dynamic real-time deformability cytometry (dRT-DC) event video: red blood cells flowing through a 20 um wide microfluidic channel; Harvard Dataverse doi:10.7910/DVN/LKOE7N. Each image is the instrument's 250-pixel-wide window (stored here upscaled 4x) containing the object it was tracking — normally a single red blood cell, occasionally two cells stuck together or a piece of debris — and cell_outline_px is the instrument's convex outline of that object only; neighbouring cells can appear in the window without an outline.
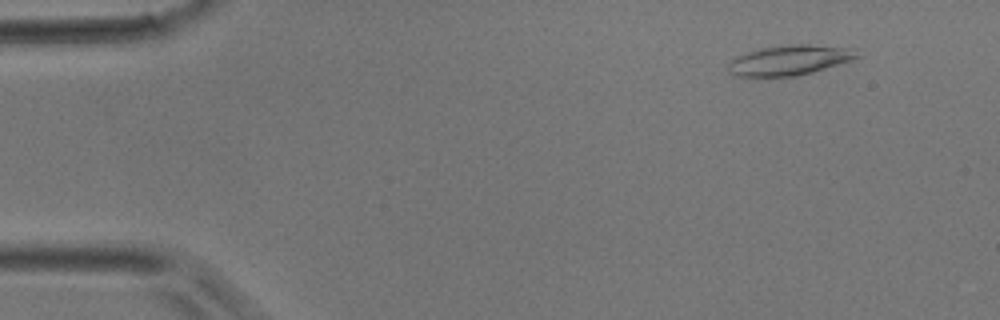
{"species": "common noctule bat (a hibernating species)", "species_latin": "Nyctalus noctula", "temperature_condition": "room temperature", "stored_images_in_passage": 33, "camera_frame_rate_fps": 3000, "um_per_image_px": 0.085, "animal": {"sex": "male", "body_mass_g": 17.9}, "frame": {"image": 1, "passage_image": 1, "time_ms": 0.0, "image_size_px": [1000, 320], "cell_outline_px": [[860, 56], [852, 60], [812, 72], [796, 76], [732, 76], [728, 72], [728, 64], [736, 56], [760, 48], [792, 44], [808, 44], [840, 48]], "centroid_in_image_um": [66.97, 5.13], "position_along_channel_um": 18.0, "area_um2": 21.91}}
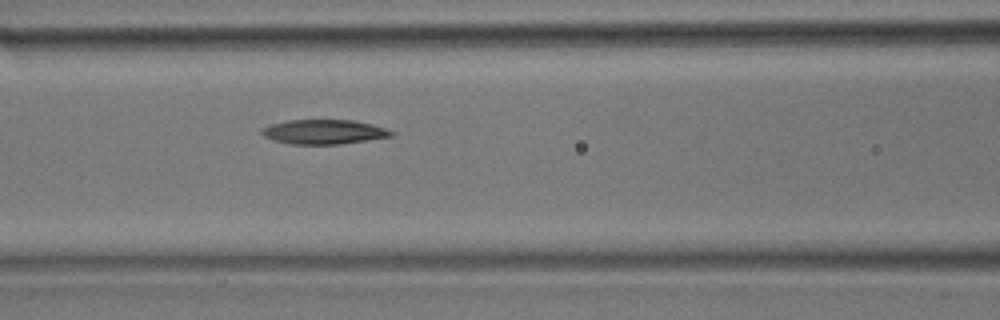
{"frame": {"image": 2, "passage_image": 14, "time_ms": 4.333, "image_size_px": [1000, 320], "cell_outline_px": [[396, 132], [392, 136], [368, 140], [340, 144], [288, 144], [272, 140], [264, 136], [260, 132], [264, 128], [272, 124], [288, 120], [352, 120], [372, 124]], "centroid_in_image_um": [27.54, 11.21], "position_along_channel_um": 139.1, "area_um2": 18.44}}
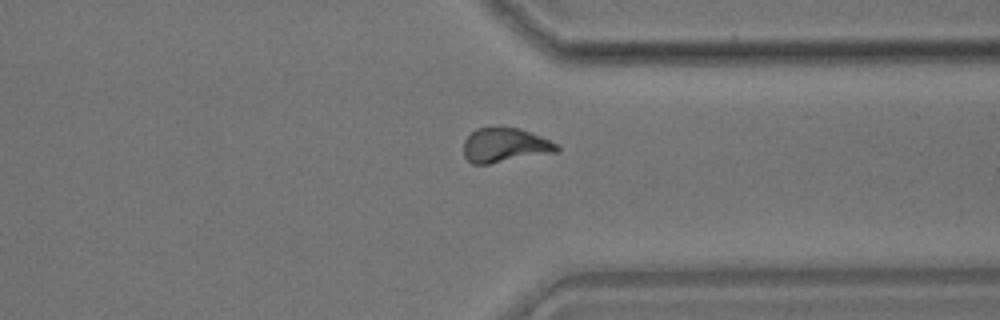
{"frame": {"image": 3, "passage_image": 28, "time_ms": 9.0, "image_size_px": [1000, 320], "cell_outline_px": [[560, 148], [556, 152], [488, 164], [472, 164], [464, 156], [464, 140], [476, 128], [516, 128], [540, 136], [556, 144]], "centroid_in_image_um": [42.88, 12.36], "position_along_channel_um": 368.5, "area_um2": 18.26}}